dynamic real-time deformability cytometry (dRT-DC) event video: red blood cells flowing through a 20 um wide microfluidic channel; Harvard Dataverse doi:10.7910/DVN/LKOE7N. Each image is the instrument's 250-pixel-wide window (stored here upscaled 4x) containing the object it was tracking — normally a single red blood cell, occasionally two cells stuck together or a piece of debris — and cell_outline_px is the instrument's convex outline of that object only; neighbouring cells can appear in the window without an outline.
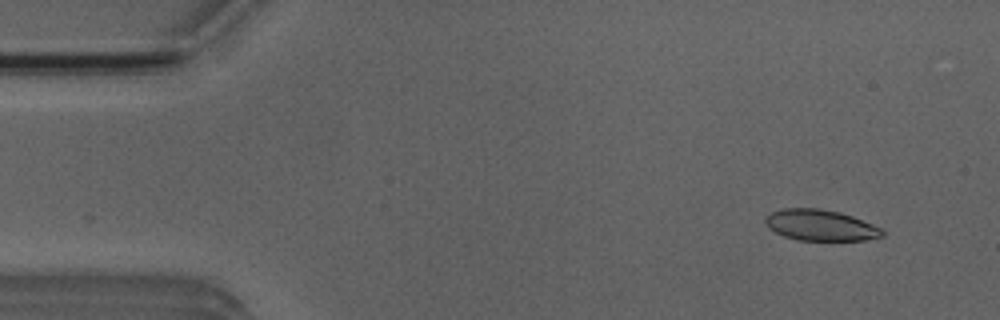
{"species": "Egyptian fruit bat (a non-hibernating species)", "species_latin": "Rousettus aegyptiacus", "temperature_condition": "room temperature", "stored_images_in_passage": 50, "camera_frame_rate_fps": 3000, "um_per_image_px": 0.085, "animal": {"sex": "male"}, "frame": {"image": 1, "passage_image": 3, "time_ms": 0.667, "image_size_px": [1000, 320], "cell_outline_px": [[884, 236], [868, 240], [796, 240], [784, 236], [768, 228], [764, 220], [764, 216], [772, 212], [784, 208], [820, 208], [840, 212], [852, 216], [872, 224], [880, 228], [884, 232]], "centroid_in_image_um": [69.72, 19.14], "position_along_channel_um": 15.3, "area_um2": 21.21}}
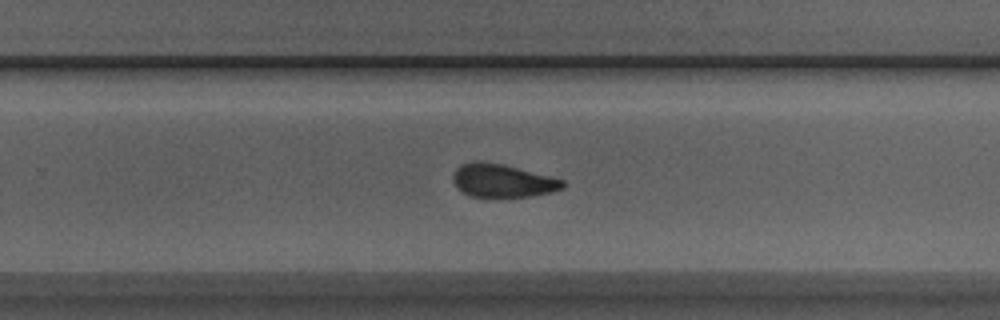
{"frame": {"image": 2, "passage_image": 31, "time_ms": 10.0, "image_size_px": [1000, 320], "cell_outline_px": [[564, 188], [552, 192], [532, 196], [472, 196], [464, 192], [452, 180], [452, 176], [456, 168], [460, 164], [476, 160], [480, 160], [504, 164], [564, 180]], "centroid_in_image_um": [42.71, 15.33], "position_along_channel_um": 287.1, "area_um2": 21.04}}
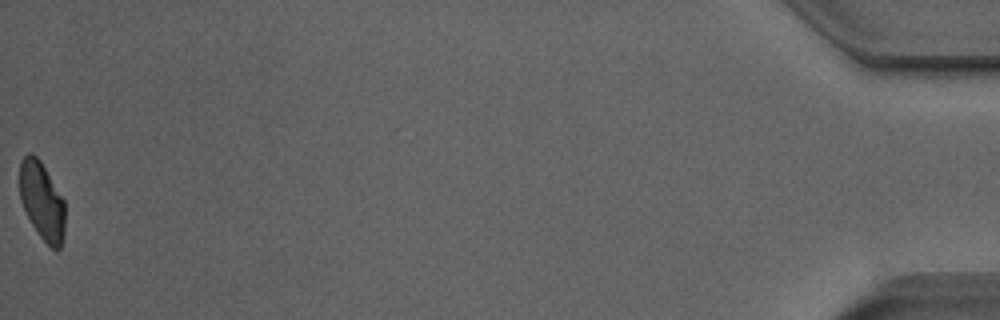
{"frame": {"image": 3, "passage_image": 50, "time_ms": 16.333, "image_size_px": [1000, 320], "cell_outline_px": [[64, 232], [60, 248], [56, 252], [40, 236], [32, 224], [20, 200], [20, 160], [28, 152], [36, 156], [40, 160], [64, 200]], "centroid_in_image_um": [3.56, 17.08], "position_along_channel_um": 431.6, "area_um2": 20.35}, "authors_computed_cell_mechanics": {"area_um2": 21.964, "velocity_mm_per_s": 3.9812, "shape_relaxation_time_tau1_ms": 8.5702, "shape_relaxation_time_tau2_ms": 2.3963, "deformation_change_tau1": 0.1891, "deformation_change_tau2": 0.0866}}